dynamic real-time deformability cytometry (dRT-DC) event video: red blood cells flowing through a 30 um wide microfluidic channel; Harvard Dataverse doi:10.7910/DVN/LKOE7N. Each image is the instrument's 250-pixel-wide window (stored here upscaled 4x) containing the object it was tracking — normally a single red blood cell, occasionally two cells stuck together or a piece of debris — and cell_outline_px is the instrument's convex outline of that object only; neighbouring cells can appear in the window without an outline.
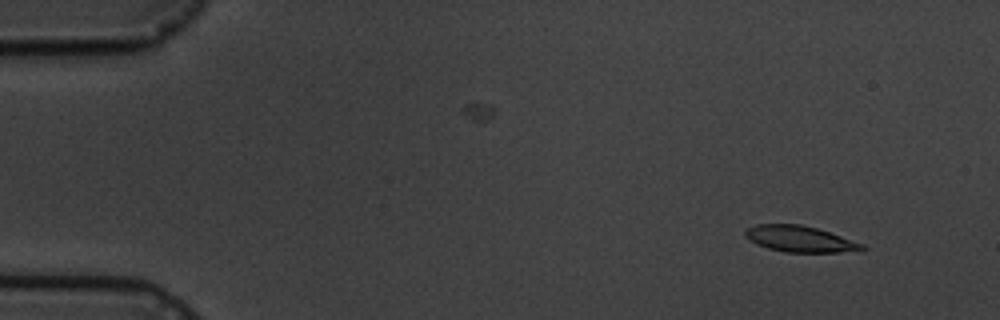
{"species": "common noctule bat (a hibernating species)", "species_latin": "Nyctalus noctula", "temperature_condition": "cold", "stored_images_in_passage": 9, "camera_frame_rate_fps": 3000, "um_per_image_px": 0.085, "animal": {"sex": "male", "body_mass_g": 19.5, "forearm_length_mm": 54.6}, "frame": {"image": 1, "passage_image": 2, "time_ms": 1.333, "image_size_px": [1000, 320], "cell_outline_px": [[868, 248], [840, 252], [784, 252], [768, 248], [756, 244], [748, 240], [744, 236], [744, 232], [748, 228], [756, 224], [800, 224], [816, 228], [864, 244]], "centroid_in_image_um": [67.93, 20.31], "position_along_channel_um": 17.1, "area_um2": 17.63}}
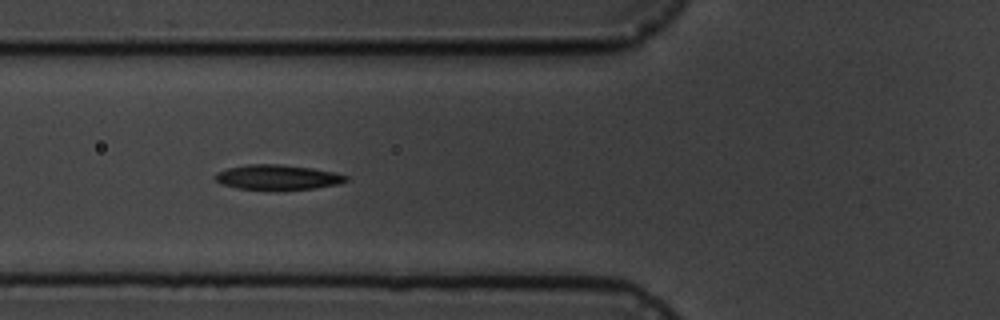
{"frame": {"image": 2, "passage_image": 6, "time_ms": 6.667, "image_size_px": [1000, 320], "cell_outline_px": [[348, 180], [340, 184], [316, 188], [276, 192], [236, 188], [224, 184], [216, 180], [212, 176], [216, 172], [228, 168], [248, 164], [280, 164], [312, 168], [336, 172], [348, 176]], "centroid_in_image_um": [23.61, 15.1], "position_along_channel_um": 102.2, "area_um2": 19.77}}
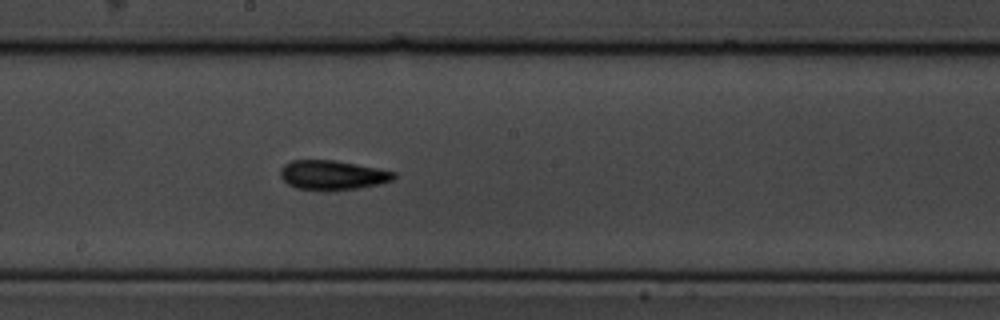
{"frame": {"image": 3, "passage_image": 9, "time_ms": 10.0, "image_size_px": [1000, 320], "cell_outline_px": [[396, 176], [392, 180], [380, 184], [356, 188], [328, 192], [296, 188], [288, 184], [280, 176], [280, 168], [284, 164], [292, 160], [332, 160], [356, 164], [396, 172]], "centroid_in_image_um": [28.23, 14.9], "position_along_channel_um": 220.0, "area_um2": 19.65}}